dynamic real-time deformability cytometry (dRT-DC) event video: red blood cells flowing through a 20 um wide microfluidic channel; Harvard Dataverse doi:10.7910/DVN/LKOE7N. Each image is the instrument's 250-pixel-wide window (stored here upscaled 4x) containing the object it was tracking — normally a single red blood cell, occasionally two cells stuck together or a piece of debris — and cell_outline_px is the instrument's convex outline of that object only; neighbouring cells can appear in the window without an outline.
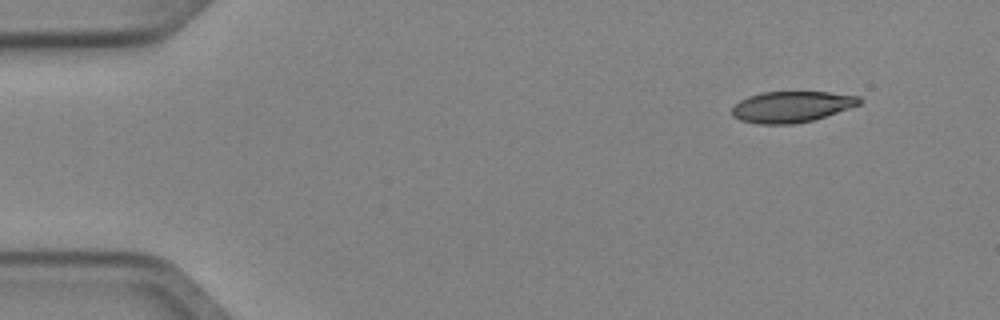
{"species": "Egyptian fruit bat (a non-hibernating species)", "species_latin": "Rousettus aegyptiacus", "temperature_condition": "cold", "stored_images_in_passage": 6, "camera_frame_rate_fps": 3000, "um_per_image_px": 0.085, "animal": {"sex": "female"}, "frame": {"image": 1, "passage_image": 1, "time_ms": 0.0, "image_size_px": [1000, 320], "cell_outline_px": [[864, 100], [860, 104], [812, 120], [792, 124], [756, 124], [740, 120], [732, 116], [732, 108], [740, 100], [748, 96], [764, 92], [828, 92], [860, 96]], "centroid_in_image_um": [67.27, 9.07], "position_along_channel_um": 17.7, "area_um2": 22.95}}
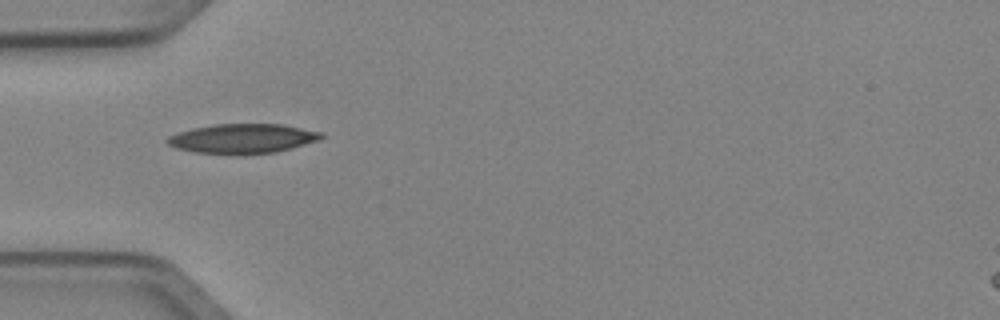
{"frame": {"image": 2, "passage_image": 4, "time_ms": 1.0, "image_size_px": [1000, 320], "cell_outline_px": [[324, 136], [320, 140], [292, 148], [276, 152], [196, 152], [176, 148], [168, 144], [164, 140], [168, 136], [192, 128], [216, 124], [280, 124], [324, 132]], "centroid_in_image_um": [20.66, 11.74], "position_along_channel_um": 64.3, "area_um2": 25.78}}
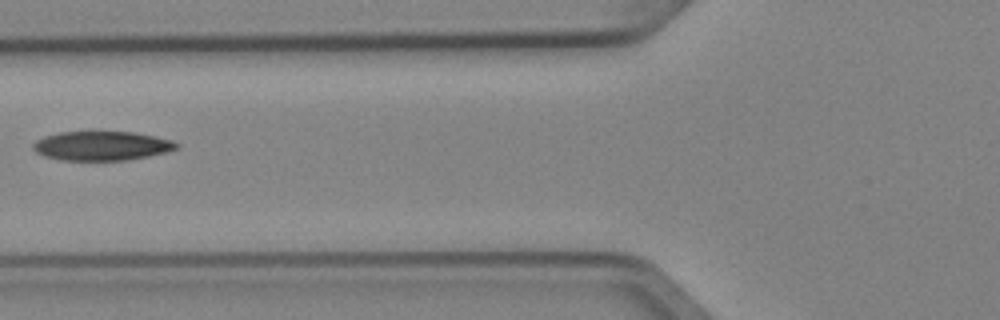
{"frame": {"image": 3, "passage_image": 5, "time_ms": 1.333, "image_size_px": [1000, 320], "cell_outline_px": [[180, 144], [176, 148], [164, 152], [148, 156], [128, 160], [60, 160], [44, 156], [36, 152], [32, 148], [32, 144], [36, 140], [44, 136], [60, 132], [92, 128], [132, 132], [156, 136], [172, 140]], "centroid_in_image_um": [8.59, 12.34], "position_along_channel_um": 117.2, "area_um2": 25.37}}